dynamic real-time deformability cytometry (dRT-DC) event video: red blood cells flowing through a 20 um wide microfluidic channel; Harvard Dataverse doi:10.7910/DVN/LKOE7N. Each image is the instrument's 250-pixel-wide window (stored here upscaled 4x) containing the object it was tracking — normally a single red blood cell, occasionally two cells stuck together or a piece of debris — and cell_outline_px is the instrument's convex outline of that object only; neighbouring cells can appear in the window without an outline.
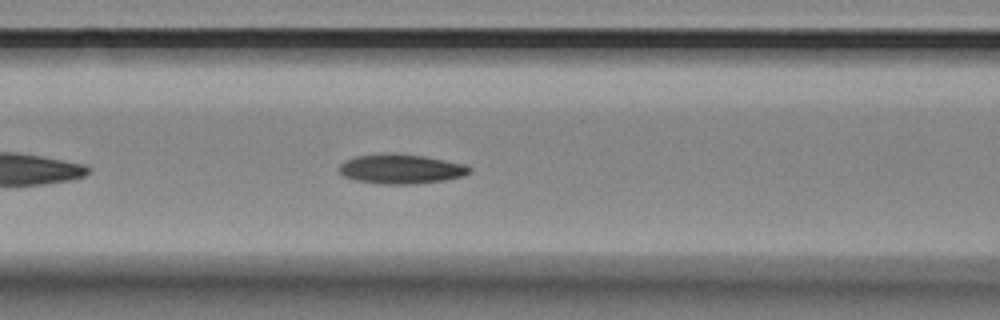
{"species": "Egyptian fruit bat (a non-hibernating species)", "species_latin": "Rousettus aegyptiacus", "temperature_condition": "room temperature", "stored_images_in_passage": 31, "camera_frame_rate_fps": 3000, "um_per_image_px": 0.085, "animal": {"sex": "female"}, "frame": {"image": 1, "passage_image": 10, "time_ms": 3.0, "image_size_px": [1000, 320], "cell_outline_px": [[472, 172], [464, 176], [444, 180], [412, 184], [380, 184], [356, 180], [344, 176], [336, 168], [344, 160], [356, 156], [384, 152], [396, 152], [424, 156], [464, 164], [472, 168]], "centroid_in_image_um": [34.06, 14.34], "position_along_channel_um": 132.5, "area_um2": 22.83}, "authors_computed_cell_mechanics": {"area_um2": 22.0218, "velocity_mm_per_s": 3.5272, "shape_relaxation_time_tau1_ms": 2.4941, "shape_relaxation_time_tau2_ms": 2.9529, "deformation_change_tau1": 0.1219, "deformation_change_tau2": 0.0602}}